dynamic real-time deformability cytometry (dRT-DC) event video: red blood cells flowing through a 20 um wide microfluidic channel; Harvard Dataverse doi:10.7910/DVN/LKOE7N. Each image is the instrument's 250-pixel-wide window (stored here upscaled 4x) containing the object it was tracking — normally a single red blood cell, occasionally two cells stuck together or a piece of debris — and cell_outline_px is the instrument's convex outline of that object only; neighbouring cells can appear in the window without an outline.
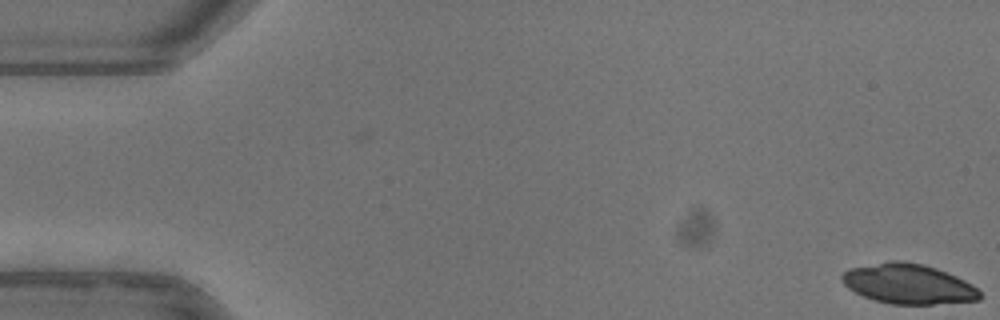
{"species": "common noctule bat (a hibernating species)", "species_latin": "Nyctalus noctula", "temperature_condition": "warm", "stored_images_in_passage": 19, "camera_frame_rate_fps": 3000, "um_per_image_px": 0.085, "animal": {"sex": "female"}, "frame": {"image": 1, "passage_image": 1, "time_ms": 0.0, "image_size_px": [1000, 320], "cell_outline_px": [[980, 300], [932, 304], [892, 304], [872, 300], [848, 288], [840, 280], [840, 276], [848, 268], [888, 260], [904, 260], [924, 264], [936, 268], [956, 276], [972, 284], [980, 292]], "centroid_in_image_um": [77.17, 24.11], "position_along_channel_um": 7.8, "area_um2": 32.31}}